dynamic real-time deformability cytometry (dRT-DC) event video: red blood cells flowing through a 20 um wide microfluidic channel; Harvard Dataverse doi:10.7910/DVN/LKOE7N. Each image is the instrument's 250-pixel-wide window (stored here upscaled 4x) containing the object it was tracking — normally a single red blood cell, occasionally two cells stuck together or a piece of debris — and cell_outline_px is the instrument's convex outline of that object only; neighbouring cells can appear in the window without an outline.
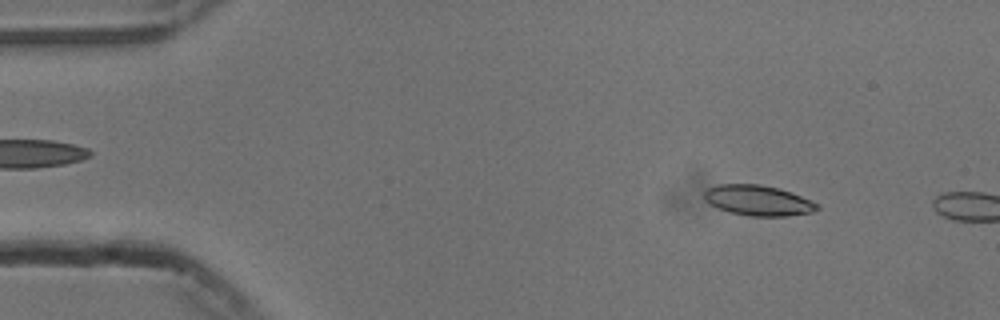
{"species": "common noctule bat (a hibernating species)", "species_latin": "Nyctalus noctula", "temperature_condition": "cold", "stored_images_in_passage": 8, "camera_frame_rate_fps": 3000, "um_per_image_px": 0.085, "animal": {"sex": "male", "body_mass_g": 13.3}, "frame": {"image": 1, "passage_image": 6, "time_ms": 1.667, "image_size_px": [1000, 320], "cell_outline_px": [[820, 208], [812, 212], [788, 216], [748, 216], [728, 212], [716, 208], [704, 200], [704, 192], [708, 188], [720, 184], [760, 184], [780, 188], [792, 192], [820, 204]], "centroid_in_image_um": [64.45, 17.04], "position_along_channel_um": 20.6, "area_um2": 20.29}}